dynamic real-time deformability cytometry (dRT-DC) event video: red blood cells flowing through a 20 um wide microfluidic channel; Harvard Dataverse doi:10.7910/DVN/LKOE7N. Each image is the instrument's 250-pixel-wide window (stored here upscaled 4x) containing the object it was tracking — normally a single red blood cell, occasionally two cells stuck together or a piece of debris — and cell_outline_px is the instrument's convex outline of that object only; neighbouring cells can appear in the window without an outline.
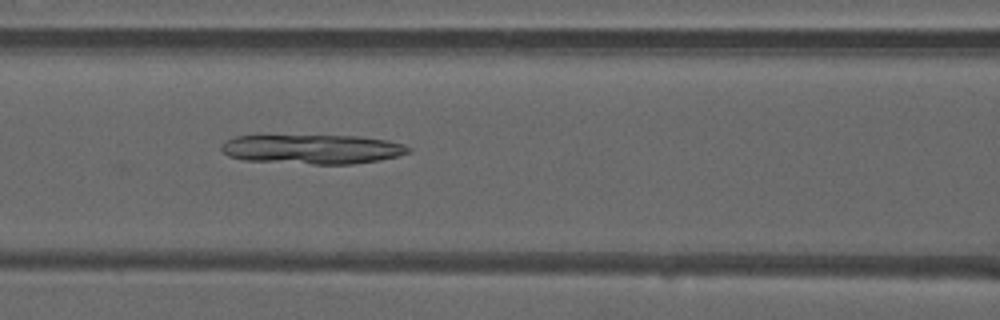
{"species": "common noctule bat (a hibernating species)", "species_latin": "Nyctalus noctula", "temperature_condition": "warm", "stored_images_in_passage": 36, "camera_frame_rate_fps": 3000, "um_per_image_px": 0.085, "animal": {"sex": "male", "forearm_length_mm": 52.5}, "frame": {"image": 1, "passage_image": 10, "time_ms": 3.0, "image_size_px": [1000, 320], "cell_outline_px": [[412, 152], [380, 160], [352, 164], [312, 164], [244, 160], [228, 156], [220, 148], [220, 144], [236, 136], [360, 136], [388, 140], [404, 144], [412, 148]], "centroid_in_image_um": [26.6, 12.68], "position_along_channel_um": 140.0, "area_um2": 32.08}}
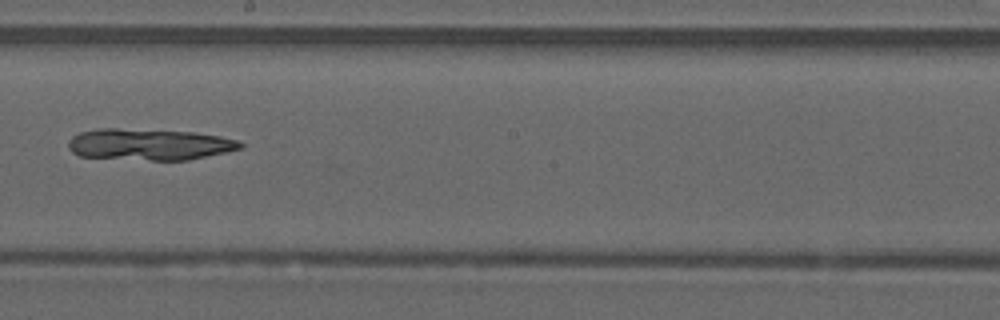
{"frame": {"image": 2, "passage_image": 17, "time_ms": 5.333, "image_size_px": [1000, 320], "cell_outline_px": [[244, 148], [188, 160], [152, 160], [80, 156], [72, 152], [68, 148], [68, 140], [72, 136], [80, 132], [96, 128], [116, 128], [192, 132], [220, 136], [236, 140], [244, 144]], "centroid_in_image_um": [12.67, 12.27], "position_along_channel_um": 235.5, "area_um2": 31.44}}
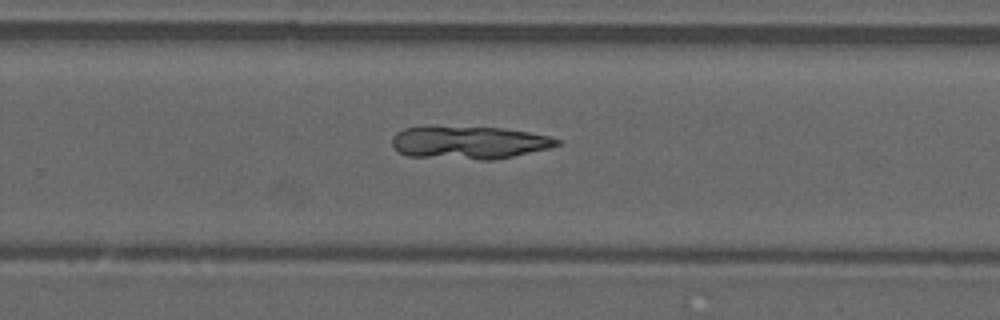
{"frame": {"image": 3, "passage_image": 21, "time_ms": 6.667, "image_size_px": [1000, 320], "cell_outline_px": [[560, 144], [552, 148], [496, 160], [480, 160], [408, 156], [400, 152], [392, 144], [392, 136], [396, 132], [404, 128], [500, 128], [528, 132], [552, 136], [560, 140]], "centroid_in_image_um": [39.95, 12.15], "position_along_channel_um": 289.8, "area_um2": 31.21}}